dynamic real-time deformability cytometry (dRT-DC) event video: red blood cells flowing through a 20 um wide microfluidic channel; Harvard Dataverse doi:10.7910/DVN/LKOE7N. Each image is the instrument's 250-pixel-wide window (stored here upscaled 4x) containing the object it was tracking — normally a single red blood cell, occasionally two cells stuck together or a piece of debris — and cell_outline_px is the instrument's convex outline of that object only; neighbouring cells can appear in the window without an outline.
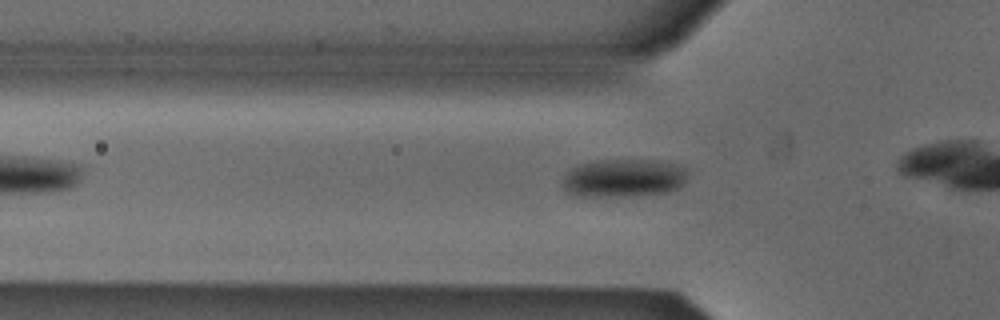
{"species": "Egyptian fruit bat (a non-hibernating species)", "species_latin": "Rousettus aegyptiacus", "temperature_condition": "cold", "stored_images_in_passage": 15, "camera_frame_rate_fps": 3000, "um_per_image_px": 0.085, "animal": {"sex": "male"}, "frame": {"image": 1, "passage_image": 9, "time_ms": 2.667, "image_size_px": [1000, 320], "cell_outline_px": [[688, 172], [684, 184], [668, 192], [636, 196], [576, 196], [568, 192], [560, 184], [564, 176], [572, 168], [580, 164], [596, 160], [660, 160], [676, 164], [684, 168]], "centroid_in_image_um": [53.01, 15.13], "position_along_channel_um": 72.8, "area_um2": 28.09}}
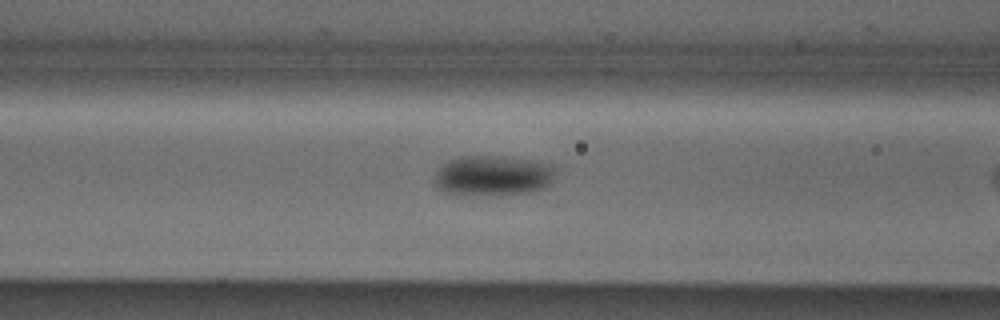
{"frame": {"image": 2, "passage_image": 13, "time_ms": 4.0, "image_size_px": [1000, 320], "cell_outline_px": [[556, 168], [552, 184], [544, 188], [532, 192], [496, 196], [464, 196], [444, 192], [436, 188], [432, 180], [436, 172], [448, 160], [468, 156], [500, 156], [556, 164]], "centroid_in_image_um": [41.91, 14.97], "position_along_channel_um": 124.7, "area_um2": 29.3}}